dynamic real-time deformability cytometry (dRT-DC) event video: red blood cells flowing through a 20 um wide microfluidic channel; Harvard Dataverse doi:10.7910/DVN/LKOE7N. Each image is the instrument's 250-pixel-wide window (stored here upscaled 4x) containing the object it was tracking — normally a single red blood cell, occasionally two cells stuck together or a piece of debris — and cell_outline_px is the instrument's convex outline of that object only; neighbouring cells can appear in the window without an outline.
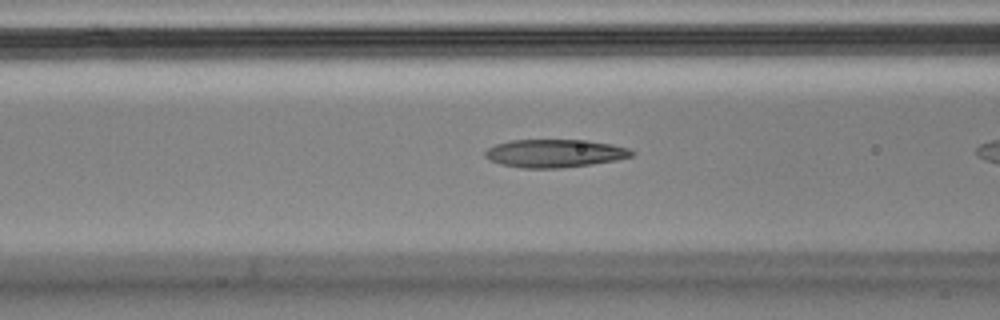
{"species": "Egyptian fruit bat (a non-hibernating species)", "species_latin": "Rousettus aegyptiacus", "temperature_condition": "cold", "stored_images_in_passage": 16, "camera_frame_rate_fps": 3000, "um_per_image_px": 0.085, "animal": {"sex": "male"}, "frame": {"image": 1, "passage_image": 14, "time_ms": 4.333, "image_size_px": [1000, 320], "cell_outline_px": [[636, 152], [632, 156], [616, 160], [592, 164], [560, 168], [520, 168], [500, 164], [484, 156], [484, 152], [488, 148], [496, 144], [512, 140], [588, 140], [612, 144], [628, 148]], "centroid_in_image_um": [47.17, 13.03], "position_along_channel_um": 119.4, "area_um2": 23.99}}